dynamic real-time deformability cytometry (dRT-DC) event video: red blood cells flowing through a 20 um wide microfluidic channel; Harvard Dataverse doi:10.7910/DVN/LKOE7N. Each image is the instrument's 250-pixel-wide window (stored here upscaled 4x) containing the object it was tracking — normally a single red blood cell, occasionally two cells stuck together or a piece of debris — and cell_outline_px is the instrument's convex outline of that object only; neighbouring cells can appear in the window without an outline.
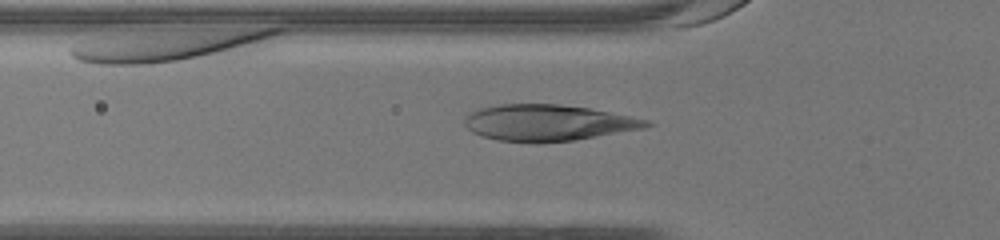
{"species": "human", "species_latin": "Homo sapiens", "temperature_condition": "warm", "stored_images_in_passage": 39, "camera_frame_rate_fps": 3000, "um_per_image_px": 0.085, "donor": {"sex": "female"}, "frame": {"image": 1, "passage_image": 8, "time_ms": 2.333, "image_size_px": [1000, 240], "cell_outline_px": [[652, 124], [644, 128], [572, 140], [540, 144], [536, 144], [496, 140], [480, 136], [472, 132], [464, 124], [464, 116], [480, 108], [500, 104], [560, 104], [588, 108], [648, 120]], "centroid_in_image_um": [46.49, 10.45], "position_along_channel_um": 79.3, "area_um2": 38.38}}
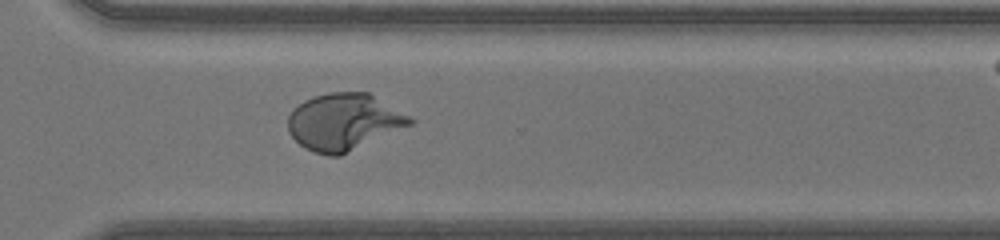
{"frame": {"image": 2, "passage_image": 26, "time_ms": 8.333, "image_size_px": [1000, 240], "cell_outline_px": [[416, 120], [412, 124], [340, 156], [328, 156], [312, 152], [304, 148], [288, 132], [288, 116], [304, 100], [328, 92], [368, 92]], "centroid_in_image_um": [29.22, 10.37], "position_along_channel_um": 341.4, "area_um2": 40.06}}
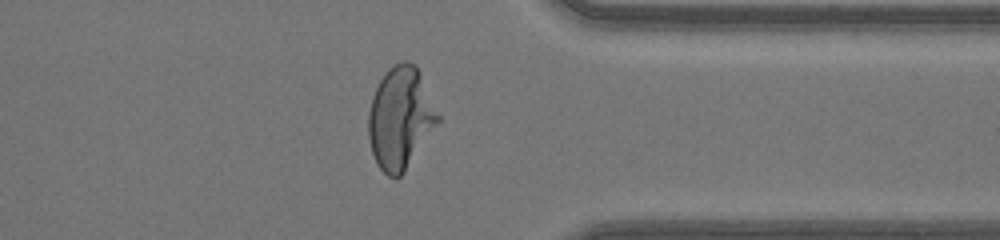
{"frame": {"image": 3, "passage_image": 29, "time_ms": 9.333, "image_size_px": [1000, 240], "cell_outline_px": [[440, 120], [404, 172], [400, 176], [388, 176], [376, 164], [372, 152], [368, 136], [368, 112], [372, 96], [380, 80], [388, 68], [392, 64], [404, 60], [408, 60], [416, 64], [420, 72], [440, 116]], "centroid_in_image_um": [34.02, 10.0], "position_along_channel_um": 377.4, "area_um2": 41.21}, "authors_computed_cell_mechanics": {"area_um2": 39.882, "velocity_mm_per_s": 4.3617, "shape_relaxation_time_tau1_ms": 3.7782, "shape_relaxation_time_tau2_ms": null, "deformation_change_tau1": 0.2652, "deformation_change_tau2": null}}